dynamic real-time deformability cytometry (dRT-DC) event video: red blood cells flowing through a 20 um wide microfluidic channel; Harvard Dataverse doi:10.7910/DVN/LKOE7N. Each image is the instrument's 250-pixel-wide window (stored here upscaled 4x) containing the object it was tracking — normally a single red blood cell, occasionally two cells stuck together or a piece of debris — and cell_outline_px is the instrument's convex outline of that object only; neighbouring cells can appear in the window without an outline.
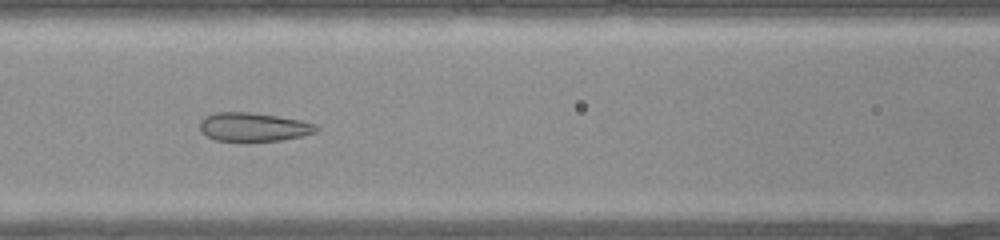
{"species": "common noctule bat (a hibernating species)", "species_latin": "Nyctalus noctula", "temperature_condition": "warm", "stored_images_in_passage": 36, "camera_frame_rate_fps": 3000, "um_per_image_px": 0.085, "animal": {"sex": "female", "body_mass_g": 22.0, "forearm_length_mm": 56.7}, "frame": {"image": 1, "passage_image": 13, "time_ms": 4.0, "image_size_px": [1000, 240], "cell_outline_px": [[320, 128], [316, 132], [300, 136], [280, 140], [248, 144], [244, 144], [216, 140], [200, 132], [200, 120], [204, 116], [216, 112], [248, 112], [276, 116], [300, 120], [316, 124]], "centroid_in_image_um": [21.5, 10.84], "position_along_channel_um": 145.1, "area_um2": 20.17}}
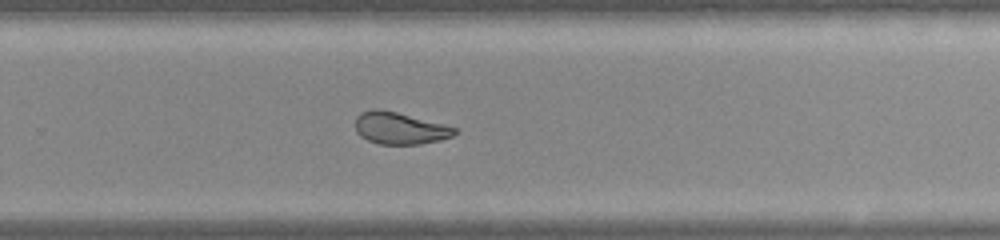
{"frame": {"image": 2, "passage_image": 22, "time_ms": 7.0, "image_size_px": [1000, 240], "cell_outline_px": [[460, 132], [452, 136], [440, 140], [420, 144], [376, 144], [360, 136], [356, 132], [356, 116], [360, 112], [372, 108], [380, 108], [460, 128]], "centroid_in_image_um": [34.0, 10.89], "position_along_channel_um": 295.8, "area_um2": 18.79}}
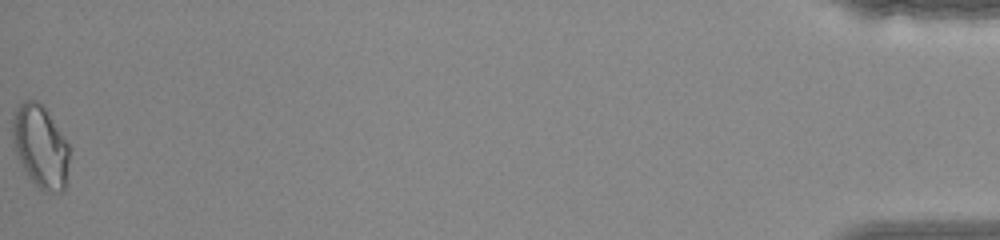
{"frame": {"image": 3, "passage_image": 36, "time_ms": 11.667, "image_size_px": [1000, 240], "cell_outline_px": [[72, 148], [68, 184], [60, 192], [44, 192], [28, 176], [16, 152], [12, 136], [12, 116], [16, 108], [24, 100], [36, 100], [48, 112]], "centroid_in_image_um": [3.51, 12.47], "position_along_channel_um": 431.7, "area_um2": 27.86}}